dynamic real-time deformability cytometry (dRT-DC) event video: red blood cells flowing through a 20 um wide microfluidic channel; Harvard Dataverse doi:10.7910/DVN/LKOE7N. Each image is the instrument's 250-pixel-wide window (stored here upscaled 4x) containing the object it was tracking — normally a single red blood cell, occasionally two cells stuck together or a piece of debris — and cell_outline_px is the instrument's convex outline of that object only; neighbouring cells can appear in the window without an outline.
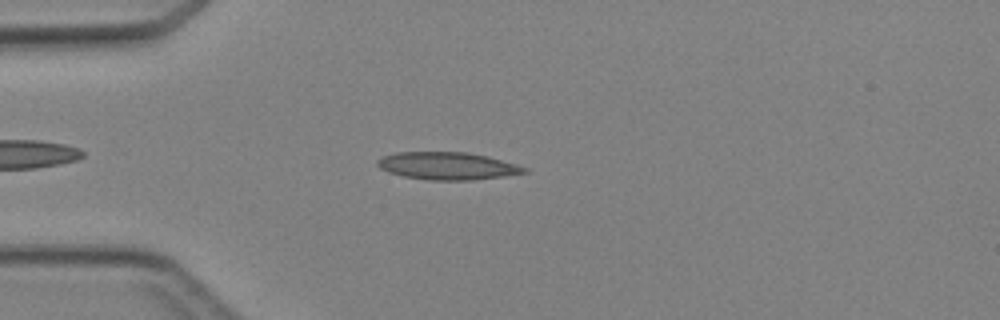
{"species": "Egyptian fruit bat (a non-hibernating species)", "species_latin": "Rousettus aegyptiacus", "temperature_condition": "cold", "stored_images_in_passage": 3, "camera_frame_rate_fps": 3000, "um_per_image_px": 0.085, "animal": {"sex": "female"}, "frame": {"image": 1, "passage_image": 3, "time_ms": 2.333, "image_size_px": [1000, 320], "cell_outline_px": [[528, 172], [504, 176], [472, 180], [428, 180], [404, 176], [388, 172], [380, 168], [376, 164], [376, 160], [380, 156], [396, 152], [468, 152], [488, 156], [516, 164], [528, 168]], "centroid_in_image_um": [38.01, 14.09], "position_along_channel_um": 47.0, "area_um2": 23.7}}